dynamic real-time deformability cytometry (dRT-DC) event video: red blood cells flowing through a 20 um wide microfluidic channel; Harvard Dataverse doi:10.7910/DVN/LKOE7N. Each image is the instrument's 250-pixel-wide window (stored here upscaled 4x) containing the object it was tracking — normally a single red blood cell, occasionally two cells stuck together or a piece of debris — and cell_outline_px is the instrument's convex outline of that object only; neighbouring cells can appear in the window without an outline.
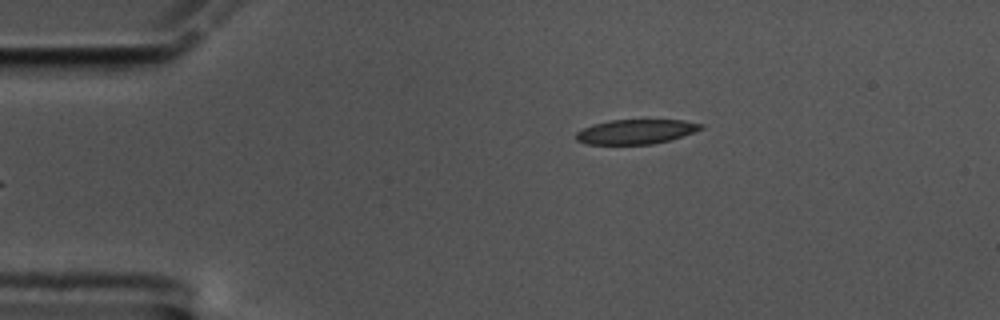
{"species": "common noctule bat (a hibernating species)", "species_latin": "Nyctalus noctula", "temperature_condition": "cold", "stored_images_in_passage": 40, "camera_frame_rate_fps": 3000, "um_per_image_px": 0.085, "animal": {"sex": "male", "body_mass_g": 17.5, "forearm_length_mm": 52.3}, "frame": {"image": 1, "passage_image": 1, "time_ms": 0.0, "image_size_px": [1000, 320], "cell_outline_px": [[704, 128], [668, 140], [652, 144], [584, 144], [576, 140], [576, 132], [592, 124], [612, 120], [684, 120], [704, 124]], "centroid_in_image_um": [54.02, 11.19], "position_along_channel_um": 31.0, "area_um2": 17.74}}
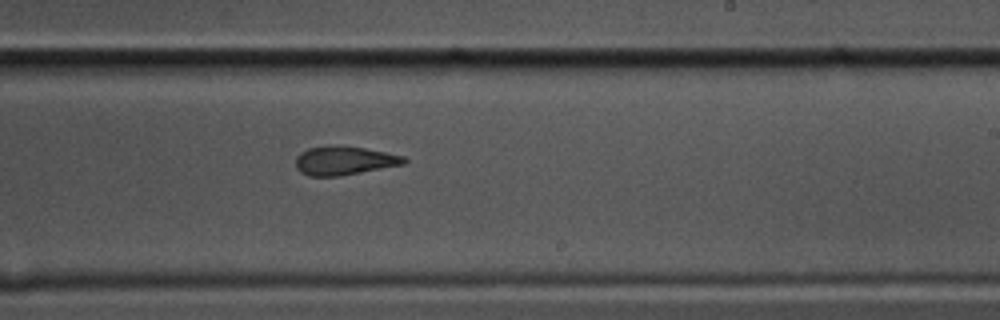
{"frame": {"image": 2, "passage_image": 25, "time_ms": 8.0, "image_size_px": [1000, 320], "cell_outline_px": [[408, 160], [404, 164], [340, 176], [308, 176], [300, 172], [296, 168], [296, 156], [300, 152], [308, 148], [336, 144], [340, 144], [364, 148], [404, 156]], "centroid_in_image_um": [29.22, 13.64], "position_along_channel_um": 259.8, "area_um2": 18.32}}
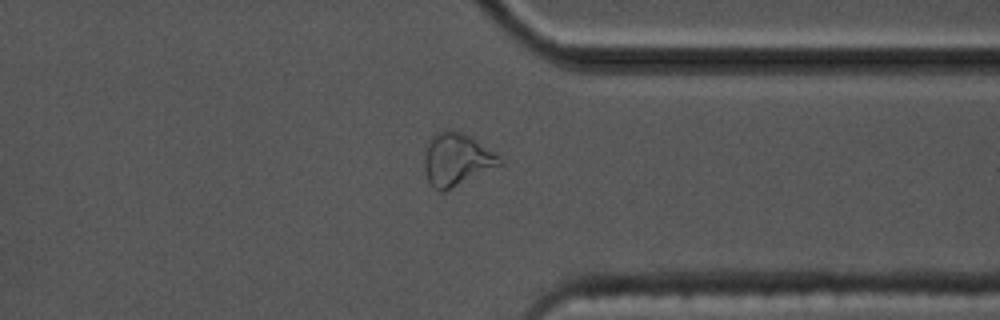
{"frame": {"image": 3, "passage_image": 35, "time_ms": 11.333, "image_size_px": [1000, 320], "cell_outline_px": [[504, 164], [444, 192], [440, 192], [428, 180], [424, 168], [424, 156], [428, 140], [436, 132], [444, 128], [468, 136], [500, 156], [504, 160]], "centroid_in_image_um": [38.81, 13.57], "position_along_channel_um": 372.6, "area_um2": 23.0}, "authors_computed_cell_mechanics": {"area_um2": 18.6405, "velocity_mm_per_s": 3.4582, "shape_relaxation_time_tau1_ms": 7.8594, "shape_relaxation_time_tau2_ms": 3.2161, "deformation_change_tau1": 0.1995, "deformation_change_tau2": 0.1165}}